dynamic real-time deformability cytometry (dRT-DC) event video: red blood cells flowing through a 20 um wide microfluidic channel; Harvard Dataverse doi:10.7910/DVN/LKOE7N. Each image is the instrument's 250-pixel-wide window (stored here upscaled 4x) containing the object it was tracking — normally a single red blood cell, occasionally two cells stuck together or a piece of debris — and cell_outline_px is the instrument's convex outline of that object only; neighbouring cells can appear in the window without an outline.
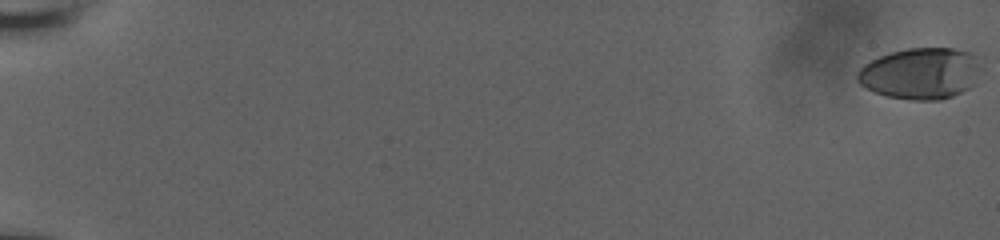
{"species": "human", "species_latin": "Homo sapiens", "temperature_condition": "room temperature", "stored_images_in_passage": 59, "camera_frame_rate_fps": 3000, "um_per_image_px": 0.085, "donor": {"sex": "male"}, "frame": {"image": 1, "passage_image": 1, "time_ms": 0.0, "image_size_px": [1000, 240], "cell_outline_px": [[980, 68], [976, 84], [952, 96], [940, 100], [912, 100], [888, 96], [876, 92], [860, 84], [856, 80], [856, 72], [864, 64], [880, 56], [892, 52], [908, 48], [952, 48], [972, 52], [976, 56]], "centroid_in_image_um": [78.27, 6.24], "position_along_channel_um": 6.7, "area_um2": 37.05}}
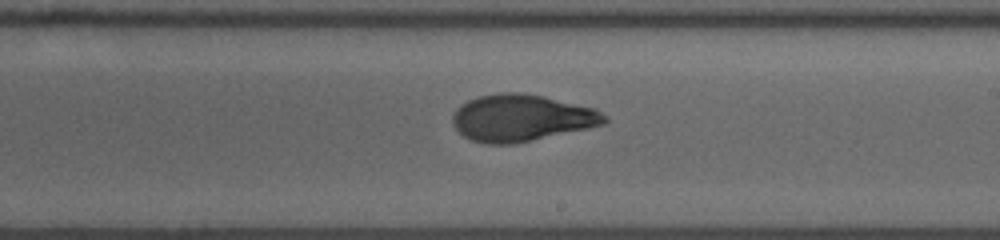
{"frame": {"image": 2, "passage_image": 38, "time_ms": 12.333, "image_size_px": [1000, 240], "cell_outline_px": [[608, 120], [604, 124], [588, 128], [512, 144], [488, 144], [472, 140], [464, 136], [452, 124], [452, 116], [456, 108], [460, 104], [468, 100], [480, 96], [500, 92], [520, 92], [544, 96], [596, 108], [608, 116]], "centroid_in_image_um": [44.33, 10.01], "position_along_channel_um": 244.7, "area_um2": 41.5}}
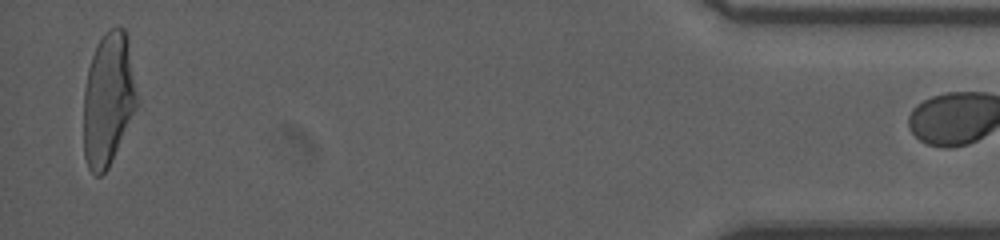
{"frame": {"image": 3, "passage_image": 58, "time_ms": 19.0, "image_size_px": [1000, 240], "cell_outline_px": [[136, 108], [108, 168], [100, 176], [96, 176], [88, 168], [84, 156], [84, 88], [88, 68], [92, 56], [104, 32], [112, 28], [124, 28], [128, 32], [136, 92]], "centroid_in_image_um": [9.19, 8.42], "position_along_channel_um": 426.0, "area_um2": 41.1}}